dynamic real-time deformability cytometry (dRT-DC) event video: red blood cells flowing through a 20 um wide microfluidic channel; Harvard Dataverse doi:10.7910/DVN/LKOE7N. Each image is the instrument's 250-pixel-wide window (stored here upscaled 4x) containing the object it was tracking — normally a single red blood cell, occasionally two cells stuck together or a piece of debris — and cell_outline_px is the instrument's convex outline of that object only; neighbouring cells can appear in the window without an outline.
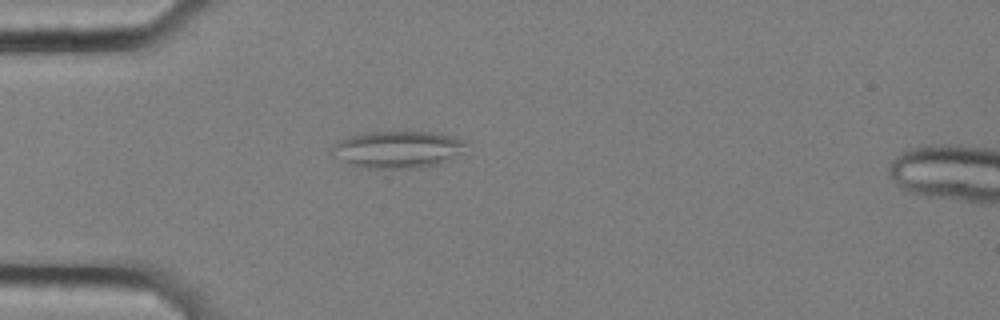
{"species": "common noctule bat (a hibernating species)", "species_latin": "Nyctalus noctula", "temperature_condition": "cold", "stored_images_in_passage": 56, "camera_frame_rate_fps": 3000, "um_per_image_px": 0.085, "animal": {"sex": "female", "body_mass_g": 25.1}, "frame": {"image": 1, "passage_image": 15, "time_ms": 4.667, "image_size_px": [1000, 320], "cell_outline_px": [[464, 144], [460, 152], [448, 160], [440, 164], [420, 168], [364, 168], [352, 164], [332, 156], [332, 148], [336, 144], [352, 136], [364, 132], [436, 132], [464, 140]], "centroid_in_image_um": [33.8, 12.71], "position_along_channel_um": 51.2, "area_um2": 28.44}}
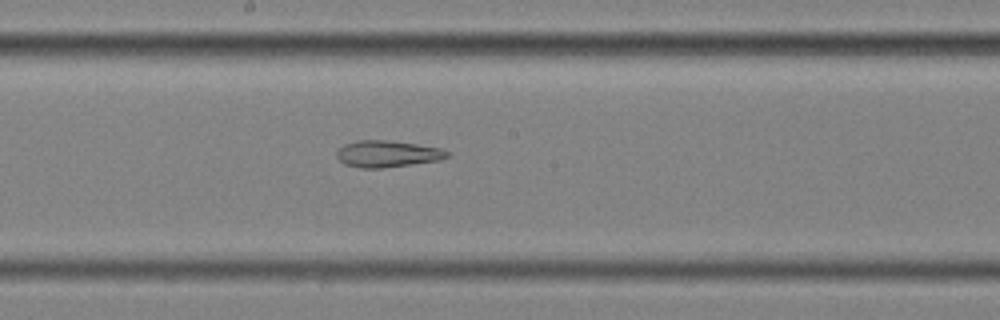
{"frame": {"image": 2, "passage_image": 30, "time_ms": 9.667, "image_size_px": [1000, 320], "cell_outline_px": [[452, 156], [440, 160], [412, 164], [380, 168], [360, 168], [344, 164], [336, 156], [336, 152], [344, 144], [356, 140], [388, 140], [416, 144], [440, 148], [452, 152]], "centroid_in_image_um": [32.96, 13.07], "position_along_channel_um": 215.2, "area_um2": 17.28}}
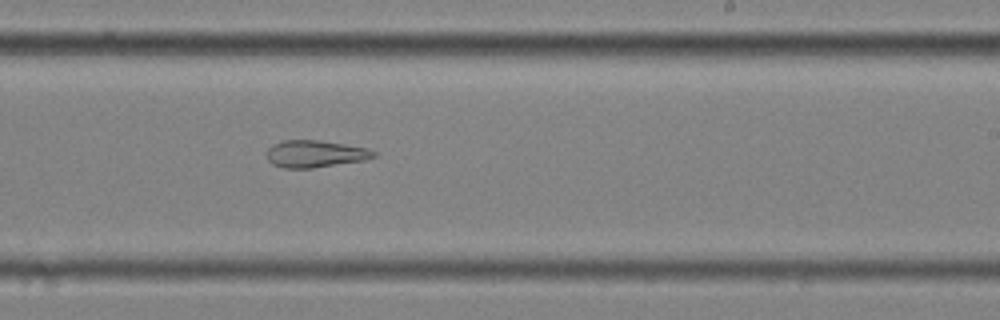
{"frame": {"image": 3, "passage_image": 34, "time_ms": 11.0, "image_size_px": [1000, 320], "cell_outline_px": [[376, 156], [364, 160], [312, 168], [284, 168], [272, 164], [268, 160], [268, 148], [272, 144], [284, 140], [320, 140], [368, 148], [376, 152]], "centroid_in_image_um": [26.79, 13.07], "position_along_channel_um": 262.2, "area_um2": 16.82}, "authors_computed_cell_mechanics": {"area_um2": 24.0448, "velocity_mm_per_s": 3.5254, "shape_relaxation_time_tau1_ms": null, "shape_relaxation_time_tau2_ms": 6.0126, "deformation_change_tau1": null, "deformation_change_tau2": 0.1849}}